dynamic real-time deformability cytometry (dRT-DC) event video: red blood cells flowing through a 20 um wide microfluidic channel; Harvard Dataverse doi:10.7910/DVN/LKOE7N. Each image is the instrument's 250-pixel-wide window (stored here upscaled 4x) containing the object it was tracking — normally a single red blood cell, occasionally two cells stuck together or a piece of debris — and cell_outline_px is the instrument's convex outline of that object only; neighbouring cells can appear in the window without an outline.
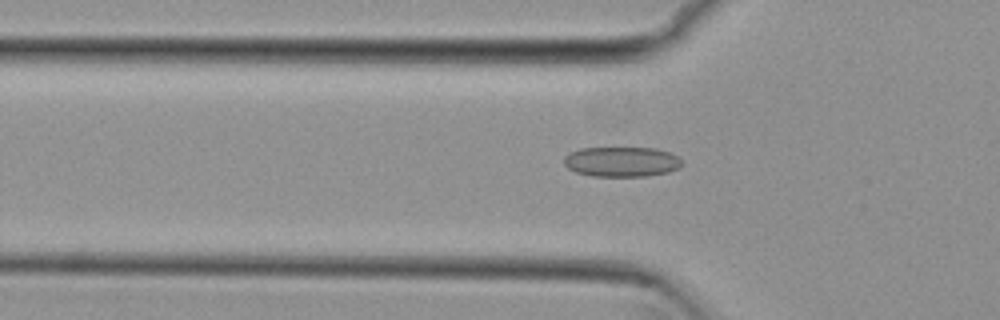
{"species": "common noctule bat (a hibernating species)", "species_latin": "Nyctalus noctula", "temperature_condition": "cold", "stored_images_in_passage": 54, "camera_frame_rate_fps": 3000, "um_per_image_px": 0.085, "animal": {"sex": "female", "body_mass_g": 29.2, "forearm_length_mm": 56.3}, "frame": {"image": 1, "passage_image": 18, "time_ms": 5.667, "image_size_px": [1000, 320], "cell_outline_px": [[680, 168], [668, 172], [648, 176], [592, 176], [576, 172], [568, 168], [564, 164], [564, 156], [568, 152], [580, 148], [656, 148], [668, 152], [676, 156], [680, 160]], "centroid_in_image_um": [52.79, 13.75], "position_along_channel_um": 73.0, "area_um2": 20.63}}
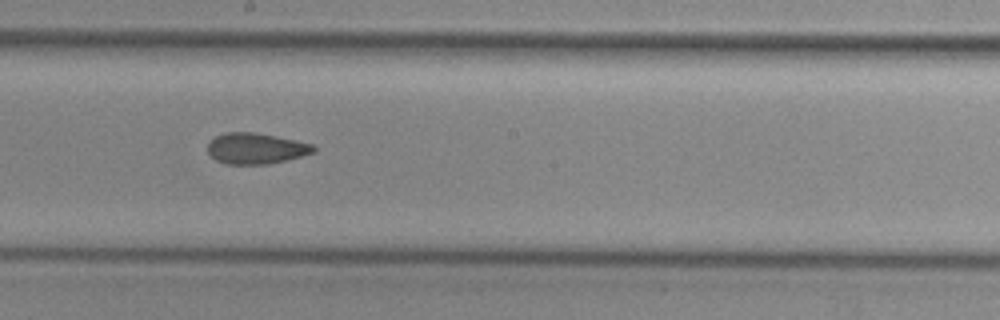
{"frame": {"image": 2, "passage_image": 30, "time_ms": 9.667, "image_size_px": [1000, 320], "cell_outline_px": [[316, 152], [288, 160], [268, 164], [224, 164], [216, 160], [208, 152], [208, 144], [216, 136], [224, 132], [256, 132], [296, 140], [312, 144], [316, 148]], "centroid_in_image_um": [21.78, 12.62], "position_along_channel_um": 226.4, "area_um2": 19.19}}
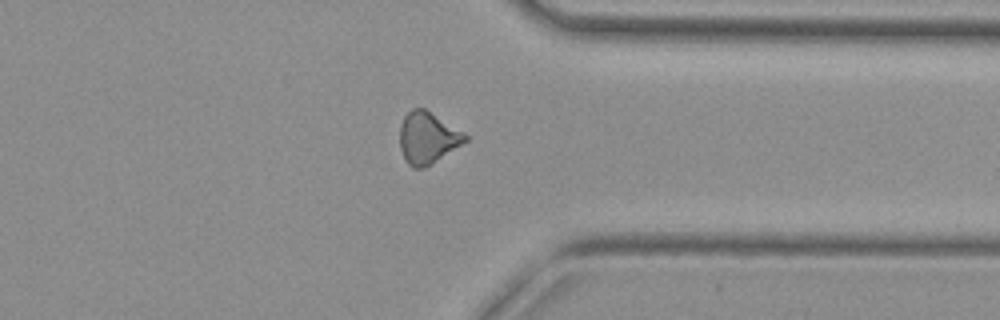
{"frame": {"image": 3, "passage_image": 42, "time_ms": 13.667, "image_size_px": [1000, 320], "cell_outline_px": [[468, 140], [432, 164], [424, 168], [412, 168], [408, 164], [400, 148], [400, 124], [404, 116], [412, 108], [424, 108], [464, 132], [468, 136]], "centroid_in_image_um": [36.34, 11.72], "position_along_channel_um": 375.1, "area_um2": 19.65}, "authors_computed_cell_mechanics": {"area_um2": 19.8832, "velocity_mm_per_s": 3.8275, "shape_relaxation_time_tau1_ms": null, "shape_relaxation_time_tau2_ms": 5.0961, "deformation_change_tau1": null, "deformation_change_tau2": 0.1317}}